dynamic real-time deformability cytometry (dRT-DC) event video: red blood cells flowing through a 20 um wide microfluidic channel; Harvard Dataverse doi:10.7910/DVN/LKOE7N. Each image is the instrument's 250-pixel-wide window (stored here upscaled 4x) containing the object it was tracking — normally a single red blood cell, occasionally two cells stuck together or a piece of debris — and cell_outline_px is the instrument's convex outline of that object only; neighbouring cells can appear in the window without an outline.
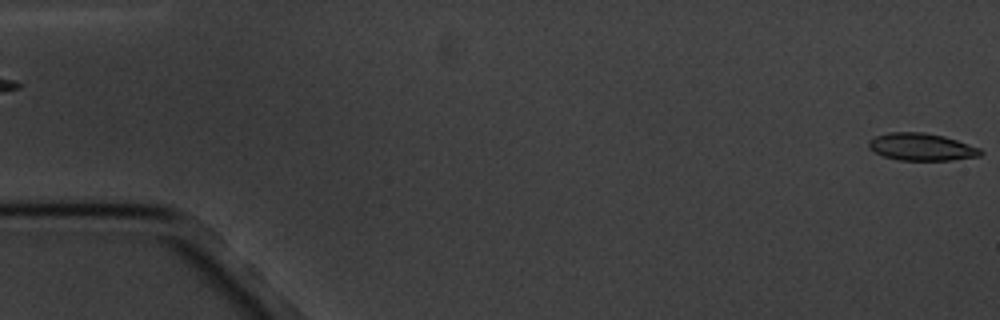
{"species": "common noctule bat (a hibernating species)", "species_latin": "Nyctalus noctula", "temperature_condition": "cold", "stored_images_in_passage": 5, "segment_of_instrument_passage": [2, 2], "camera_frame_rate_fps": 3000, "um_per_image_px": 0.085, "animal": {"sex": "male", "body_mass_g": 20.1, "forearm_length_mm": 53.5}, "frame": {"image": 1, "passage_image": 5, "time_ms": 4.667, "image_size_px": [1000, 320], "cell_outline_px": [[984, 152], [980, 156], [952, 160], [900, 160], [884, 156], [868, 148], [868, 140], [876, 136], [888, 132], [924, 132], [944, 136], [980, 148]], "centroid_in_image_um": [78.33, 12.48], "position_along_channel_um": 6.7, "area_um2": 17.8}}